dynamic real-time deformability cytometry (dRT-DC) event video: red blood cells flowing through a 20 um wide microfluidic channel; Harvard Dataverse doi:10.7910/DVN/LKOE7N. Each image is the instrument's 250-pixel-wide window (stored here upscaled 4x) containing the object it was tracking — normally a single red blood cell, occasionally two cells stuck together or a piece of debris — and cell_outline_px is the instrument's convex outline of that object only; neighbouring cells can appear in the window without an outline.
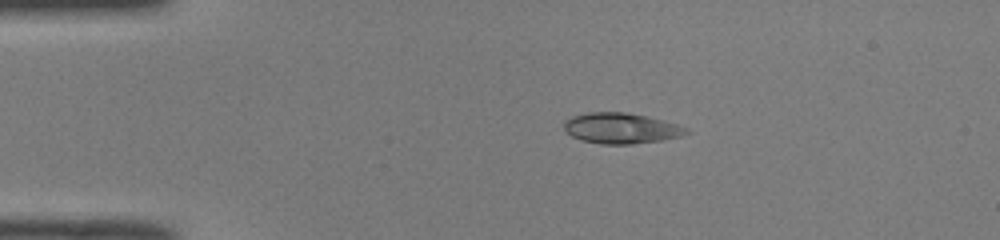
{"species": "common noctule bat (a hibernating species)", "species_latin": "Nyctalus noctula", "temperature_condition": "room temperature", "stored_images_in_passage": 41, "camera_frame_rate_fps": 3000, "um_per_image_px": 0.085, "animal": {"sex": "male", "body_mass_g": 19.0, "forearm_length_mm": 50.8}, "frame": {"image": 1, "passage_image": 1, "time_ms": 0.0, "image_size_px": [1000, 240], "cell_outline_px": [[692, 132], [680, 136], [660, 140], [632, 144], [600, 144], [580, 140], [572, 136], [564, 128], [564, 120], [572, 116], [588, 112], [624, 112], [664, 120], [688, 128]], "centroid_in_image_um": [52.78, 10.9], "position_along_channel_um": 32.2, "area_um2": 21.79}}
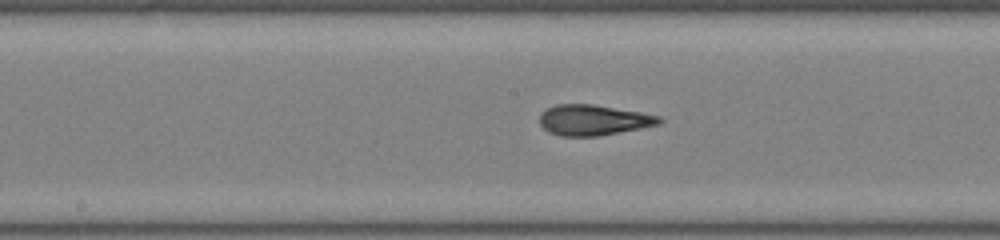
{"frame": {"image": 2, "passage_image": 17, "time_ms": 5.333, "image_size_px": [1000, 240], "cell_outline_px": [[664, 120], [660, 124], [600, 136], [560, 136], [548, 132], [540, 124], [540, 112], [556, 104], [592, 104], [640, 112], [660, 116]], "centroid_in_image_um": [50.43, 10.21], "position_along_channel_um": 197.8, "area_um2": 21.33}}
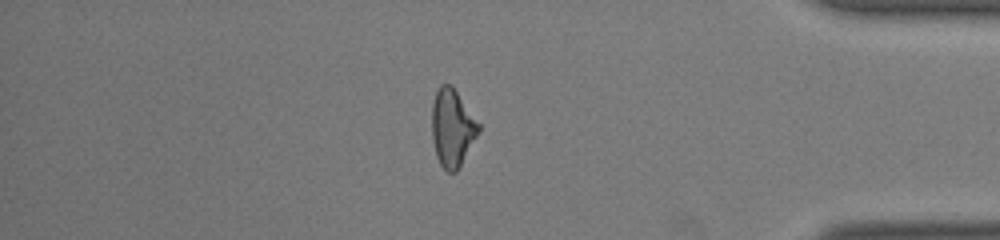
{"frame": {"image": 3, "passage_image": 34, "time_ms": 11.0, "image_size_px": [1000, 240], "cell_outline_px": [[480, 132], [456, 172], [448, 172], [440, 164], [436, 156], [432, 140], [432, 104], [436, 92], [440, 84], [452, 84], [480, 124]], "centroid_in_image_um": [38.44, 10.85], "position_along_channel_um": 396.8, "area_um2": 21.21}, "authors_computed_cell_mechanics": {"area_um2": 21.3282, "velocity_mm_per_s": 4.038, "shape_relaxation_time_tau1_ms": 9.7493, "shape_relaxation_time_tau2_ms": 1.5125, "deformation_change_tau1": 0.277, "deformation_change_tau2": 0.0778}}